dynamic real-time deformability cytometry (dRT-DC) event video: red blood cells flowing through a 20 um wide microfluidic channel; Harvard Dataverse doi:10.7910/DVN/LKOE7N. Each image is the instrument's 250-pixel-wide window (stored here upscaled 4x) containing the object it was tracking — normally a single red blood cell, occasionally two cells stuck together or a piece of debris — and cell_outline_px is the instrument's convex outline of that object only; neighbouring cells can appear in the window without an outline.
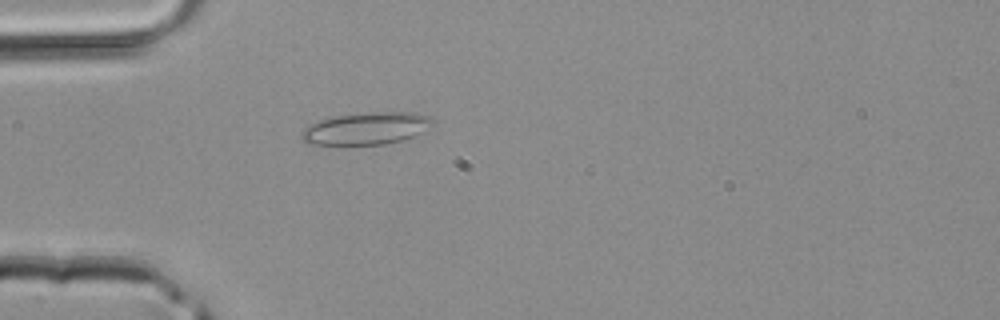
{"species": "common noctule bat (a hibernating species)", "species_latin": "Nyctalus noctula", "temperature_condition": "room temperature", "stored_images_in_passage": 34, "camera_frame_rate_fps": 3000, "um_per_image_px": 0.085, "animal": {"sex": "male", "body_mass_g": 20.4}, "frame": {"image": 1, "passage_image": 4, "time_ms": 1.0, "image_size_px": [1000, 320], "cell_outline_px": [[436, 120], [432, 124], [420, 132], [412, 136], [400, 140], [384, 144], [304, 144], [300, 136], [304, 128], [308, 124], [320, 120], [336, 116], [372, 112], [416, 112], [428, 116]], "centroid_in_image_um": [31.1, 10.91], "position_along_channel_um": 53.9, "area_um2": 24.39}}
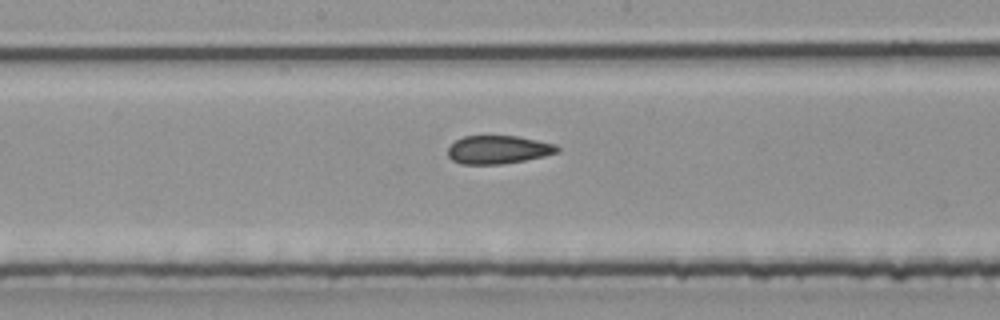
{"frame": {"image": 2, "passage_image": 14, "time_ms": 4.333, "image_size_px": [1000, 320], "cell_outline_px": [[560, 148], [556, 152], [544, 156], [524, 160], [500, 164], [460, 164], [452, 160], [448, 156], [448, 148], [456, 140], [464, 136], [520, 136], [556, 144]], "centroid_in_image_um": [42.34, 12.71], "position_along_channel_um": 205.9, "area_um2": 17.98}}
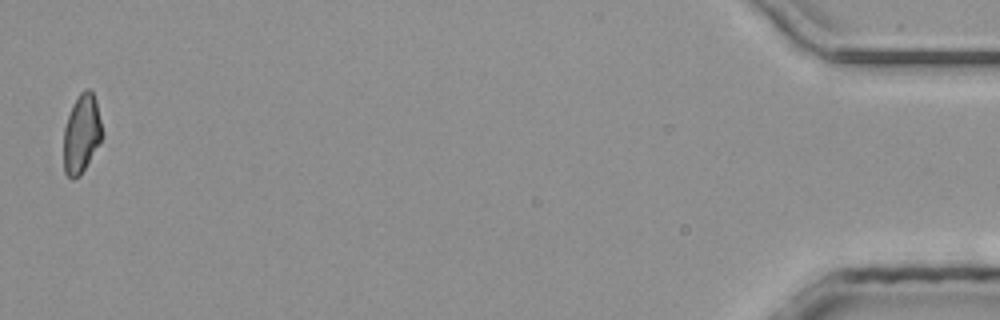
{"frame": {"image": 3, "passage_image": 34, "time_ms": 11.0, "image_size_px": [1000, 320], "cell_outline_px": [[104, 136], [80, 176], [72, 180], [64, 172], [64, 128], [72, 104], [80, 92], [84, 88], [88, 88], [92, 92], [96, 100]], "centroid_in_image_um": [6.94, 11.36], "position_along_channel_um": 428.3, "area_um2": 17.8}}